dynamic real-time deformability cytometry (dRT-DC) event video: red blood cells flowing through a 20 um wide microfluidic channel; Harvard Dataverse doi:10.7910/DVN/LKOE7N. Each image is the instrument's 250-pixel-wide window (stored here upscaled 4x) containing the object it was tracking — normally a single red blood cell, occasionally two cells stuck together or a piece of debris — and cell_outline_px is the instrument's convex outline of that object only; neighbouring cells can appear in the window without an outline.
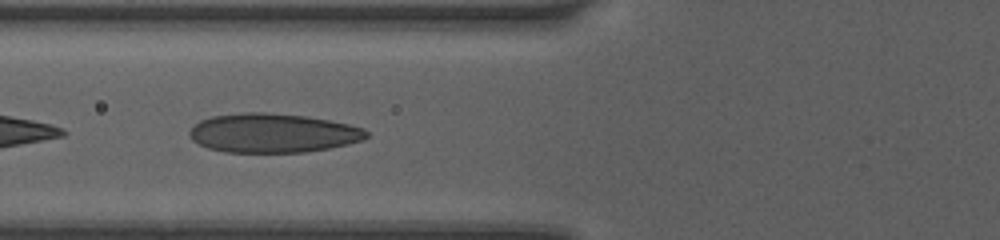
{"species": "human", "species_latin": "Homo sapiens", "temperature_condition": "room temperature", "stored_images_in_passage": 9, "camera_frame_rate_fps": 3000, "um_per_image_px": 0.085, "donor": {"sex": "female"}, "frame": {"image": 1, "passage_image": 7, "time_ms": 5.0, "image_size_px": [1000, 240], "cell_outline_px": [[368, 136], [364, 140], [348, 144], [328, 148], [304, 152], [224, 152], [208, 148], [192, 140], [188, 136], [188, 132], [200, 120], [212, 116], [240, 112], [264, 112], [308, 116], [348, 124], [364, 128], [368, 132]], "centroid_in_image_um": [23.18, 11.3], "position_along_channel_um": 102.6, "area_um2": 40.46}}
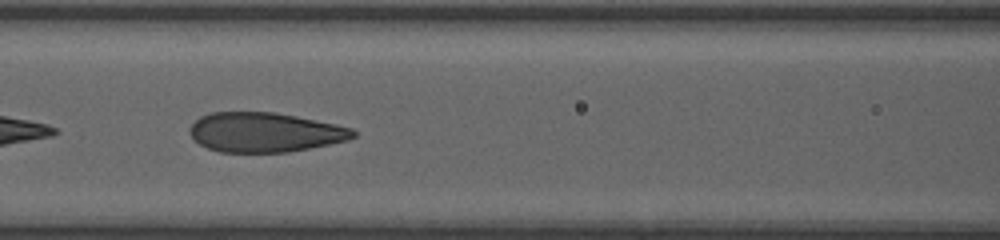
{"frame": {"image": 2, "passage_image": 8, "time_ms": 6.0, "image_size_px": [1000, 240], "cell_outline_px": [[356, 136], [348, 140], [288, 152], [220, 152], [208, 148], [200, 144], [188, 132], [188, 128], [200, 116], [212, 112], [276, 112], [336, 124], [352, 128], [356, 132]], "centroid_in_image_um": [22.5, 11.24], "position_along_channel_um": 144.1, "area_um2": 37.63}}